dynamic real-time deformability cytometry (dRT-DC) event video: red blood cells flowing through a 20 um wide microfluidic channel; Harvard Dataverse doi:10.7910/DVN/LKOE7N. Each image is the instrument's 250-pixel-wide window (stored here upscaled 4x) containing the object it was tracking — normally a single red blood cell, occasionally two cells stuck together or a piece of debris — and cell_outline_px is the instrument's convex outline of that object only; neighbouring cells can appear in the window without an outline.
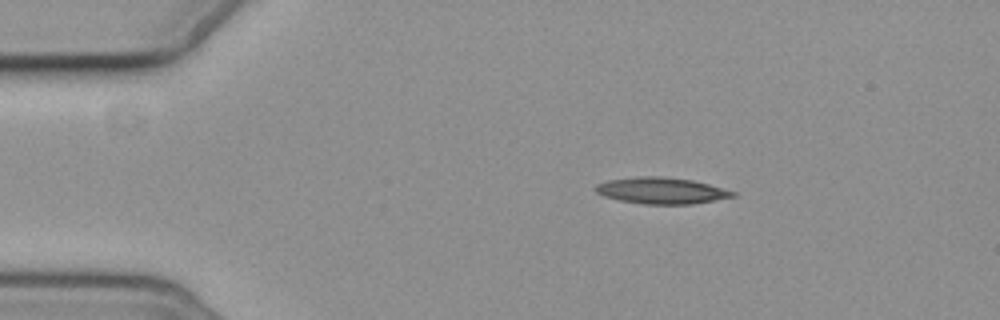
{"species": "common noctule bat (a hibernating species)", "species_latin": "Nyctalus noctula", "temperature_condition": "cold", "stored_images_in_passage": 3, "camera_frame_rate_fps": 3000, "um_per_image_px": 0.085, "animal": {"sex": "female", "body_mass_g": 19.3, "forearm_length_mm": 54.1}, "frame": {"image": 1, "passage_image": 1, "time_ms": 0.0, "image_size_px": [1000, 320], "cell_outline_px": [[736, 196], [692, 204], [644, 204], [620, 200], [604, 196], [596, 192], [596, 184], [608, 180], [636, 176], [664, 176], [692, 180], [708, 184], [736, 192]], "centroid_in_image_um": [56.21, 16.19], "position_along_channel_um": 28.8, "area_um2": 20.98}}